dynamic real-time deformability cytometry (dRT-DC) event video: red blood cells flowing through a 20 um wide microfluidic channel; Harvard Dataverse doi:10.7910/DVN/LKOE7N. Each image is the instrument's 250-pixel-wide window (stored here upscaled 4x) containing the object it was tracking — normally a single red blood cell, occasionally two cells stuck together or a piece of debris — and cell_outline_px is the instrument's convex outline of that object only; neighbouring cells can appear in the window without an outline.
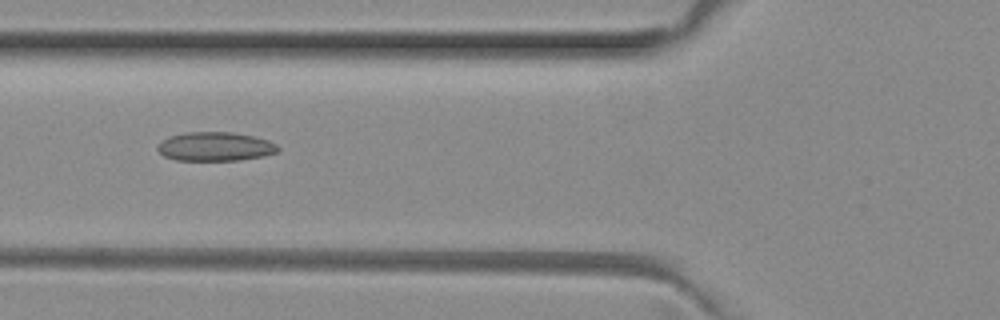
{"species": "common noctule bat (a hibernating species)", "species_latin": "Nyctalus noctula", "temperature_condition": "room temperature", "stored_images_in_passage": 4, "camera_frame_rate_fps": 3000, "um_per_image_px": 0.085, "animal": {"sex": "female", "body_mass_g": 29.2, "forearm_length_mm": 56.3}, "frame": {"image": 1, "passage_image": 4, "time_ms": 1.0, "image_size_px": [1000, 320], "cell_outline_px": [[280, 152], [264, 156], [240, 160], [176, 160], [164, 156], [156, 148], [168, 136], [184, 132], [232, 132], [252, 136], [268, 140], [276, 144], [280, 148]], "centroid_in_image_um": [18.33, 12.46], "position_along_channel_um": 107.5, "area_um2": 20.35}}